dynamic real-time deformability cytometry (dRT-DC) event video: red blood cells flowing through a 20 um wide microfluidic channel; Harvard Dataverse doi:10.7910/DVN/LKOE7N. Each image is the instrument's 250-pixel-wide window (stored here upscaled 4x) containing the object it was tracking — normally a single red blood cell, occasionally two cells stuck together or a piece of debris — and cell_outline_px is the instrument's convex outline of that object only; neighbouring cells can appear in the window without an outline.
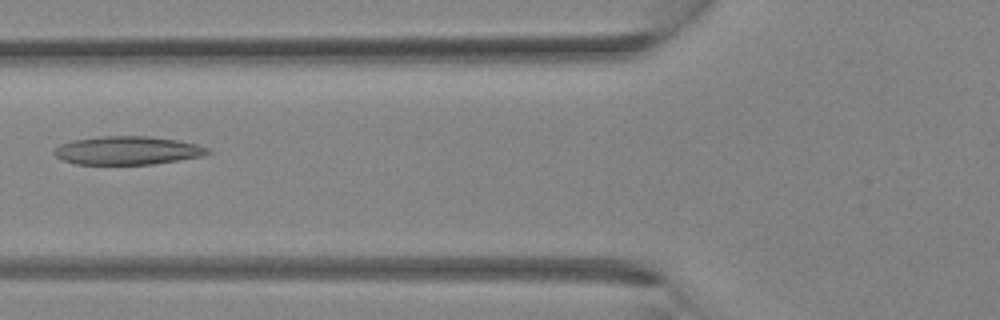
{"species": "Egyptian fruit bat (a non-hibernating species)", "species_latin": "Rousettus aegyptiacus", "temperature_condition": "room temperature", "stored_images_in_passage": 30, "camera_frame_rate_fps": 3000, "um_per_image_px": 0.085, "animal": {"sex": "female"}, "frame": {"image": 1, "passage_image": 10, "time_ms": 3.0, "image_size_px": [1000, 320], "cell_outline_px": [[212, 152], [200, 156], [180, 160], [152, 164], [76, 164], [64, 160], [56, 156], [52, 152], [60, 144], [72, 140], [100, 136], [148, 136], [176, 140], [196, 144], [208, 148]], "centroid_in_image_um": [10.82, 12.79], "position_along_channel_um": 115.0, "area_um2": 25.26}}
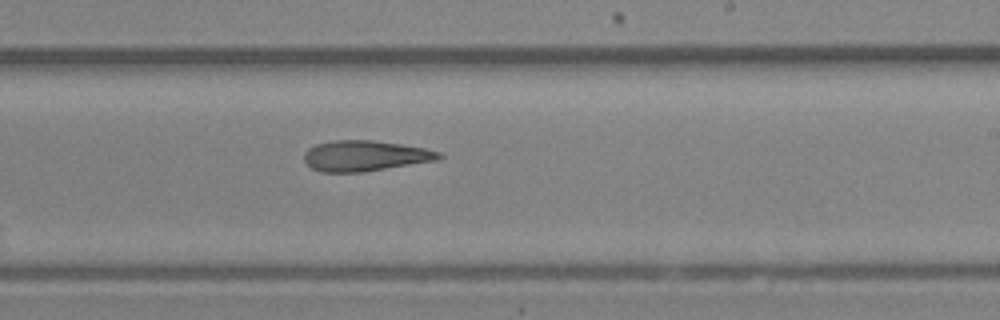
{"frame": {"image": 2, "passage_image": 17, "time_ms": 5.333, "image_size_px": [1000, 320], "cell_outline_px": [[444, 156], [440, 160], [364, 172], [320, 172], [312, 168], [304, 160], [304, 152], [308, 148], [316, 144], [336, 140], [372, 140], [400, 144], [424, 148], [440, 152]], "centroid_in_image_um": [31.05, 13.25], "position_along_channel_um": 258.0, "area_um2": 24.16}}
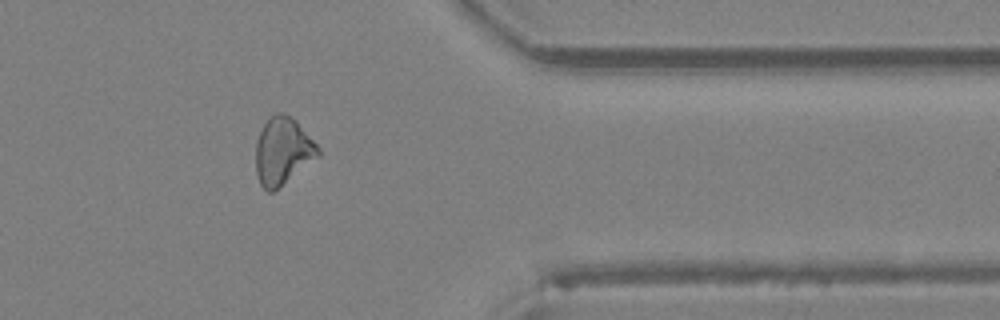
{"frame": {"image": 3, "passage_image": 24, "time_ms": 7.667, "image_size_px": [1000, 320], "cell_outline_px": [[320, 156], [272, 192], [268, 192], [260, 184], [256, 172], [256, 140], [264, 124], [276, 112], [280, 112], [296, 120], [320, 148]], "centroid_in_image_um": [24.04, 12.84], "position_along_channel_um": 387.4, "area_um2": 24.16}}